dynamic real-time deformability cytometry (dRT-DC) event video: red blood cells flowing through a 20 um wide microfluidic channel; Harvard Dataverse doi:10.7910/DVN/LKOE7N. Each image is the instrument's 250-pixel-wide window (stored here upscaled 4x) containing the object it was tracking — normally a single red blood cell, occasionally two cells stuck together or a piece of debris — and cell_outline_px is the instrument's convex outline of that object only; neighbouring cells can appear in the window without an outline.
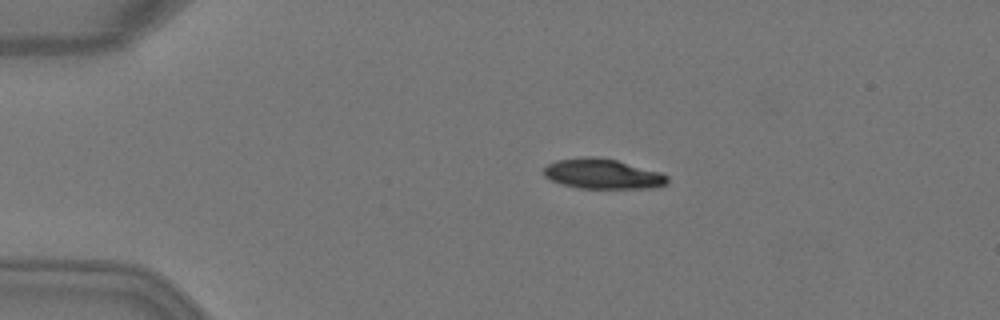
{"species": "Egyptian fruit bat (a non-hibernating species)", "species_latin": "Rousettus aegyptiacus", "temperature_condition": "warm", "stored_images_in_passage": 4, "camera_frame_rate_fps": 3000, "um_per_image_px": 0.085, "animal": {"sex": "female"}, "frame": {"image": 1, "passage_image": 3, "time_ms": 0.667, "image_size_px": [1000, 320], "cell_outline_px": [[668, 184], [652, 188], [576, 188], [560, 184], [544, 176], [544, 168], [548, 164], [556, 160], [584, 156], [592, 156], [616, 160], [660, 172], [668, 176]], "centroid_in_image_um": [51.21, 14.78], "position_along_channel_um": 33.8, "area_um2": 21.68}}